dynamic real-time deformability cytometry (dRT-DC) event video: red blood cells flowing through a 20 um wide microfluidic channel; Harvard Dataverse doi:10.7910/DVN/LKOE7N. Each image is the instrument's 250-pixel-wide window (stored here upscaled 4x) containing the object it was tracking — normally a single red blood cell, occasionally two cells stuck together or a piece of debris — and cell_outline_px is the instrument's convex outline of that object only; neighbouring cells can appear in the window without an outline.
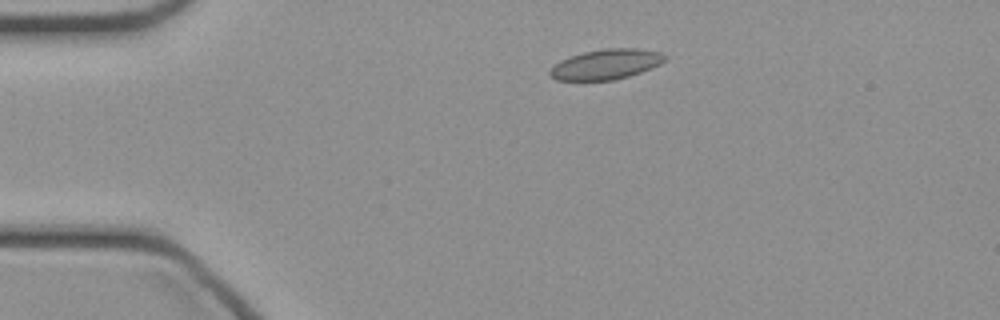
{"species": "common noctule bat (a hibernating species)", "species_latin": "Nyctalus noctula", "temperature_condition": "cold", "stored_images_in_passage": 24, "camera_frame_rate_fps": 3000, "um_per_image_px": 0.085, "animal": {"sex": "female", "body_mass_g": 21.9}, "frame": {"image": 1, "passage_image": 1, "time_ms": 0.0, "image_size_px": [1000, 320], "cell_outline_px": [[668, 56], [660, 64], [652, 68], [628, 76], [612, 80], [556, 80], [548, 72], [560, 60], [584, 52], [604, 48], [636, 48], [660, 52]], "centroid_in_image_um": [51.54, 5.46], "position_along_channel_um": 33.5, "area_um2": 20.0}}
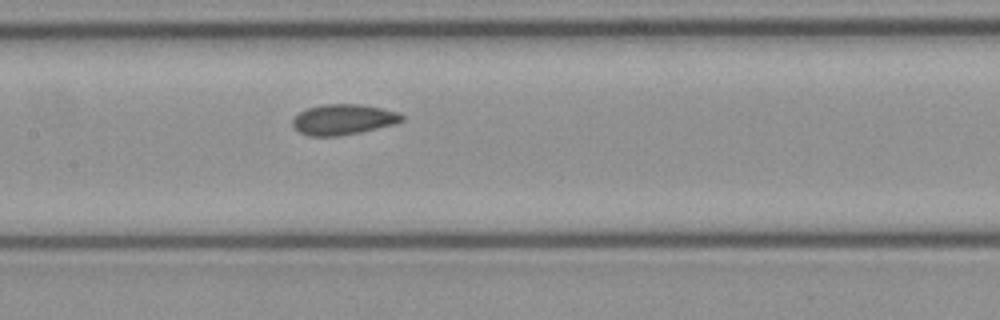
{"frame": {"image": 2, "passage_image": 14, "time_ms": 4.333, "image_size_px": [1000, 320], "cell_outline_px": [[404, 120], [396, 124], [360, 132], [340, 136], [308, 136], [300, 132], [292, 124], [292, 120], [300, 112], [308, 108], [324, 104], [360, 104], [400, 112], [404, 116]], "centroid_in_image_um": [29.22, 10.16], "position_along_channel_um": 178.2, "area_um2": 19.42}}
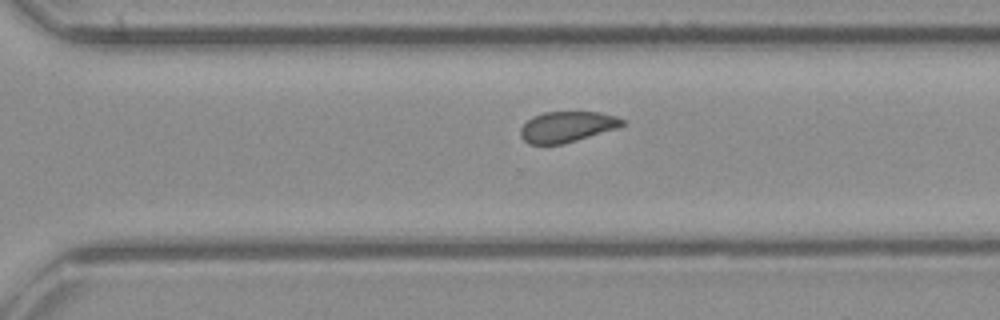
{"frame": {"image": 3, "passage_image": 24, "time_ms": 7.667, "image_size_px": [1000, 320], "cell_outline_px": [[624, 124], [616, 128], [564, 144], [528, 144], [520, 136], [520, 128], [532, 116], [544, 112], [600, 112], [616, 116], [624, 120]], "centroid_in_image_um": [48.16, 10.77], "position_along_channel_um": 322.4, "area_um2": 18.15}}